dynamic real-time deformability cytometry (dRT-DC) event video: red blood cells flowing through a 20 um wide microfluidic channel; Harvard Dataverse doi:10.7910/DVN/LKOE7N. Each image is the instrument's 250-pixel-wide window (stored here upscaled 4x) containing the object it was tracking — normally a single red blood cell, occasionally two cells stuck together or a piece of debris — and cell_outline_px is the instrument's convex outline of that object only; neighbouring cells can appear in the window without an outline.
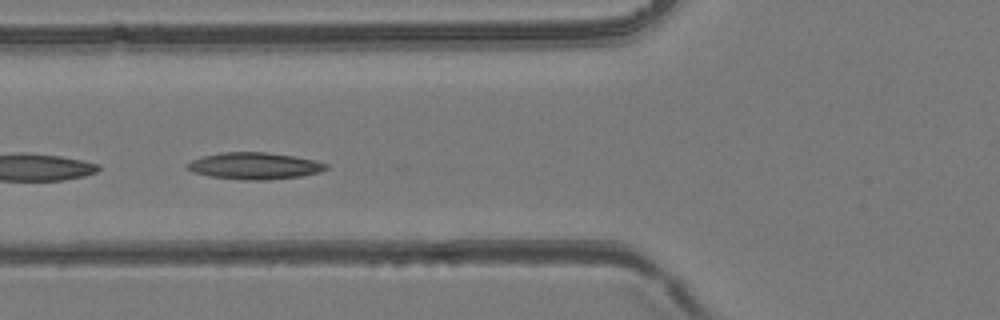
{"species": "common noctule bat (a hibernating species)", "species_latin": "Nyctalus noctula", "temperature_condition": "room temperature", "stored_images_in_passage": 6, "camera_frame_rate_fps": 3000, "um_per_image_px": 0.085, "animal": {"sex": "female", "body_mass_g": 24.6, "forearm_length_mm": 56.2}, "frame": {"image": 1, "passage_image": 5, "time_ms": 4.333, "image_size_px": [1000, 320], "cell_outline_px": [[328, 168], [320, 172], [300, 176], [264, 180], [244, 180], [212, 176], [192, 172], [184, 168], [184, 164], [192, 160], [204, 156], [220, 152], [268, 152], [292, 156], [312, 160], [328, 164]], "centroid_in_image_um": [21.58, 14.1], "position_along_channel_um": 104.2, "area_um2": 21.56}}